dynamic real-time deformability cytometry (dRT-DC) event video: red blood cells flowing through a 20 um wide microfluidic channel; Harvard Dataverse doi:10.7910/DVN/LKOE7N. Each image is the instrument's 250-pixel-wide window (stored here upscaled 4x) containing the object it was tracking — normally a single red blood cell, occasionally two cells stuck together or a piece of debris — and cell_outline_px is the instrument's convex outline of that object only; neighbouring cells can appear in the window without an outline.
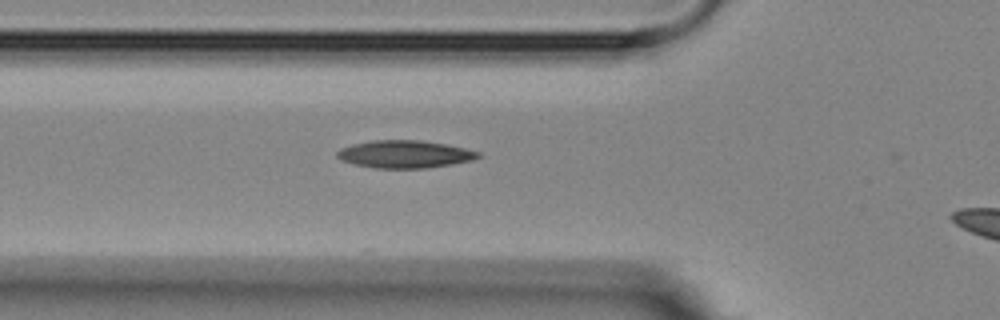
{"species": "Egyptian fruit bat (a non-hibernating species)", "species_latin": "Rousettus aegyptiacus", "temperature_condition": "room temperature", "stored_images_in_passage": 3, "segment_of_instrument_passage": [1, 2], "camera_frame_rate_fps": 3000, "um_per_image_px": 0.085, "animal": {"sex": "female"}, "frame": {"image": 1, "passage_image": 2, "time_ms": 1.667, "image_size_px": [1000, 320], "cell_outline_px": [[480, 156], [472, 160], [452, 164], [428, 168], [376, 168], [352, 164], [340, 160], [336, 156], [336, 152], [340, 148], [352, 144], [372, 140], [420, 140], [444, 144], [464, 148], [480, 152]], "centroid_in_image_um": [34.35, 13.11], "position_along_channel_um": 91.5, "area_um2": 22.72}}